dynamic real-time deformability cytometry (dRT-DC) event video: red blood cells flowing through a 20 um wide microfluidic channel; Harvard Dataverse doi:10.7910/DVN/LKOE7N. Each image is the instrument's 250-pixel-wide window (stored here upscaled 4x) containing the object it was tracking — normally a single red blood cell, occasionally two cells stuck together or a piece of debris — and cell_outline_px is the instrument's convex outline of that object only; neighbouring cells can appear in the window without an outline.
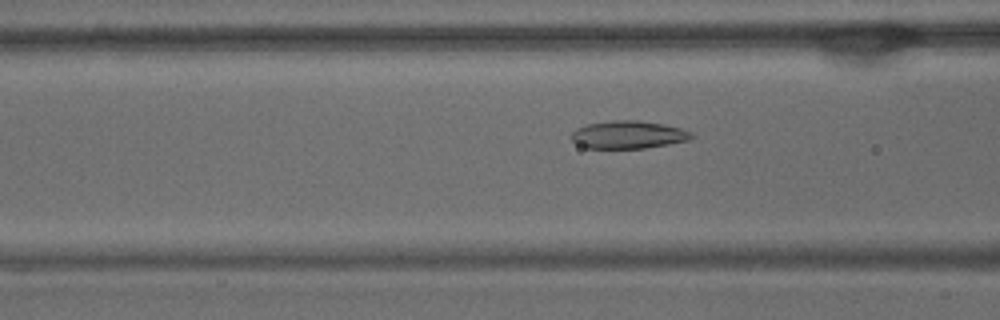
{"species": "common noctule bat (a hibernating species)", "species_latin": "Nyctalus noctula", "temperature_condition": "warm", "stored_images_in_passage": 39, "camera_frame_rate_fps": 3000, "um_per_image_px": 0.085, "animal": {"sex": "male", "body_mass_g": 15.6}, "frame": {"image": 1, "passage_image": 14, "time_ms": 4.333, "image_size_px": [1000, 320], "cell_outline_px": [[696, 136], [688, 140], [668, 144], [644, 148], [588, 148], [576, 144], [572, 140], [572, 132], [576, 128], [588, 124], [612, 120], [636, 120], [664, 124], [680, 128], [692, 132]], "centroid_in_image_um": [53.41, 11.45], "position_along_channel_um": 113.2, "area_um2": 19.42}}
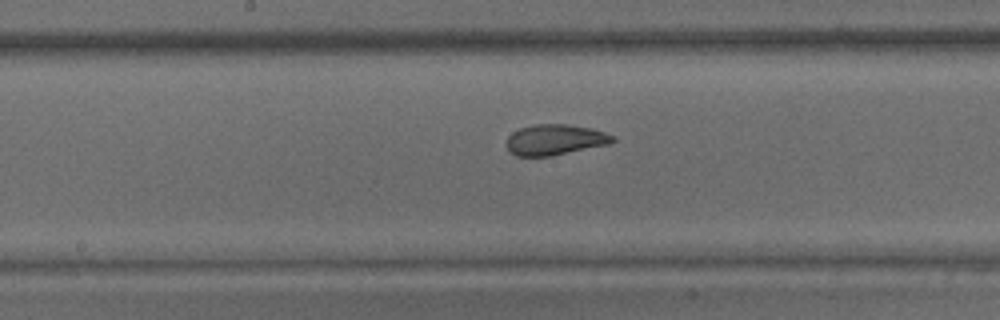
{"frame": {"image": 2, "passage_image": 21, "time_ms": 6.667, "image_size_px": [1000, 320], "cell_outline_px": [[616, 140], [608, 144], [552, 156], [516, 156], [508, 152], [504, 144], [508, 136], [512, 132], [520, 128], [536, 124], [568, 124], [592, 128], [616, 136]], "centroid_in_image_um": [47.14, 11.88], "position_along_channel_um": 201.1, "area_um2": 19.25}}
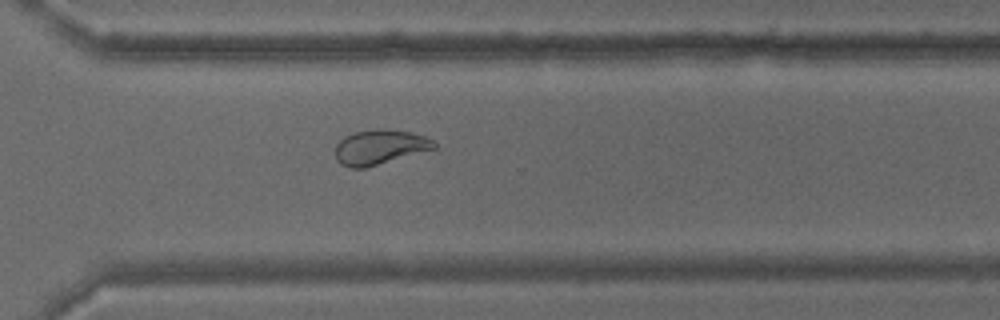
{"frame": {"image": 3, "passage_image": 32, "time_ms": 10.333, "image_size_px": [1000, 320], "cell_outline_px": [[436, 148], [364, 168], [348, 168], [340, 164], [336, 160], [336, 144], [344, 136], [356, 132], [376, 128], [384, 128], [412, 132], [424, 136], [432, 140], [436, 144]], "centroid_in_image_um": [32.25, 12.49], "position_along_channel_um": 338.3, "area_um2": 20.0}, "authors_computed_cell_mechanics": {"area_um2": 19.2474, "velocity_mm_per_s": 3.756, "shape_relaxation_time_tau1_ms": 8.5361, "shape_relaxation_time_tau2_ms": 1.2785, "deformation_change_tau1": 0.2196, "deformation_change_tau2": 0.0568}}